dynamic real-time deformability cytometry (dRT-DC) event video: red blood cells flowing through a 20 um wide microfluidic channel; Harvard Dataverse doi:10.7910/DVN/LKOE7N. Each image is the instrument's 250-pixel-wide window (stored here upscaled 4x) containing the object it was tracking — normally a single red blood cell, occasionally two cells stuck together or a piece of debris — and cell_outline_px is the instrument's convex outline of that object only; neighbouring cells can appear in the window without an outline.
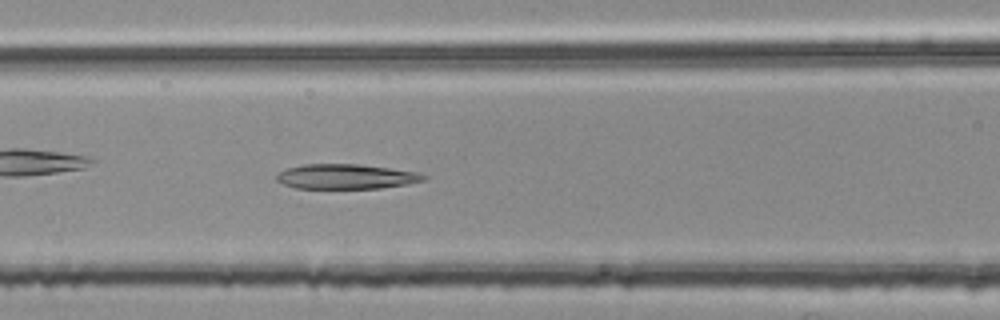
{"species": "common noctule bat (a hibernating species)", "species_latin": "Nyctalus noctula", "temperature_condition": "room temperature", "stored_images_in_passage": 52, "camera_frame_rate_fps": 3000, "um_per_image_px": 0.085, "animal": {"sex": "female", "body_mass_g": 25.1}, "frame": {"image": 1, "passage_image": 22, "time_ms": 7.0, "image_size_px": [1000, 320], "cell_outline_px": [[428, 180], [408, 184], [380, 188], [296, 188], [284, 184], [276, 180], [276, 176], [280, 172], [288, 168], [304, 164], [360, 164], [420, 172], [428, 176]], "centroid_in_image_um": [29.49, 15.0], "position_along_channel_um": 137.1, "area_um2": 21.39}}
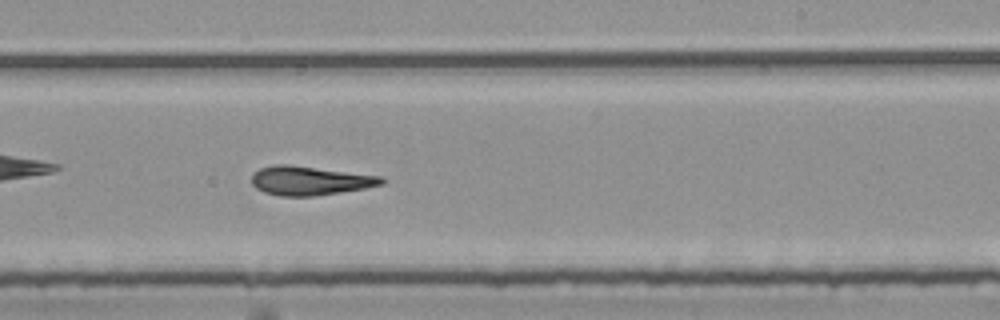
{"frame": {"image": 2, "passage_image": 32, "time_ms": 10.333, "image_size_px": [1000, 320], "cell_outline_px": [[384, 184], [364, 188], [340, 192], [312, 196], [280, 196], [264, 192], [256, 188], [252, 184], [252, 176], [260, 168], [272, 164], [288, 164], [380, 176], [384, 180]], "centroid_in_image_um": [26.3, 15.35], "position_along_channel_um": 262.7, "area_um2": 21.73}}
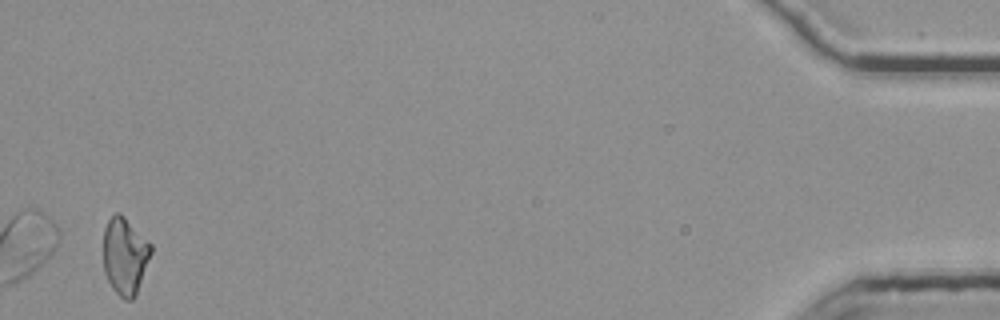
{"frame": {"image": 3, "passage_image": 52, "time_ms": 17.0, "image_size_px": [1000, 320], "cell_outline_px": [[152, 252], [136, 296], [132, 300], [124, 300], [112, 288], [104, 272], [104, 228], [108, 220], [116, 212], [120, 212], [152, 244]], "centroid_in_image_um": [10.63, 21.76], "position_along_channel_um": 424.6, "area_um2": 21.5}, "authors_computed_cell_mechanics": {"area_um2": 21.8484, "velocity_mm_per_s": 3.7691, "shape_relaxation_time_tau1_ms": null, "shape_relaxation_time_tau2_ms": 1.892, "deformation_change_tau1": null, "deformation_change_tau2": 0.1081}}